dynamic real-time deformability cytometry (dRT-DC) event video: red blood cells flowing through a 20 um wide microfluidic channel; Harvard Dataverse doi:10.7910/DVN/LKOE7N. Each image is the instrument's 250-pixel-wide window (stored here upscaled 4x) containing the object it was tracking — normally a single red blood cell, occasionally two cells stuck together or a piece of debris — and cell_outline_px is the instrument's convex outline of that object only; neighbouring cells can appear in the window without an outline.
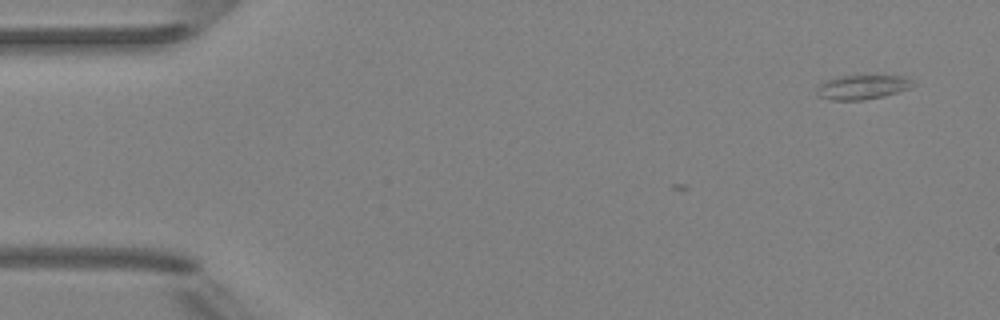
{"species": "Egyptian fruit bat (a non-hibernating species)", "species_latin": "Rousettus aegyptiacus", "temperature_condition": "room temperature", "stored_images_in_passage": 8, "camera_frame_rate_fps": 3000, "um_per_image_px": 0.085, "animal": {"sex": "female"}, "frame": {"image": 1, "passage_image": 1, "time_ms": 0.0, "image_size_px": [1000, 320], "cell_outline_px": [[916, 84], [908, 88], [884, 96], [864, 100], [832, 100], [816, 96], [816, 88], [824, 80], [840, 76], [904, 76], [912, 80]], "centroid_in_image_um": [73.25, 7.41], "position_along_channel_um": 11.8, "area_um2": 13.64}}
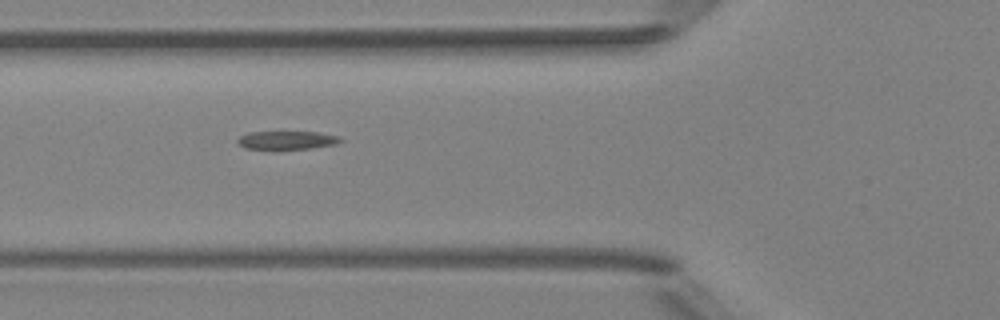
{"frame": {"image": 2, "passage_image": 5, "time_ms": 5.333, "image_size_px": [1000, 320], "cell_outline_px": [[344, 140], [336, 144], [312, 148], [280, 152], [272, 152], [244, 148], [236, 140], [240, 136], [248, 132], [320, 132], [340, 136]], "centroid_in_image_um": [24.37, 11.97], "position_along_channel_um": 101.4, "area_um2": 11.91}}
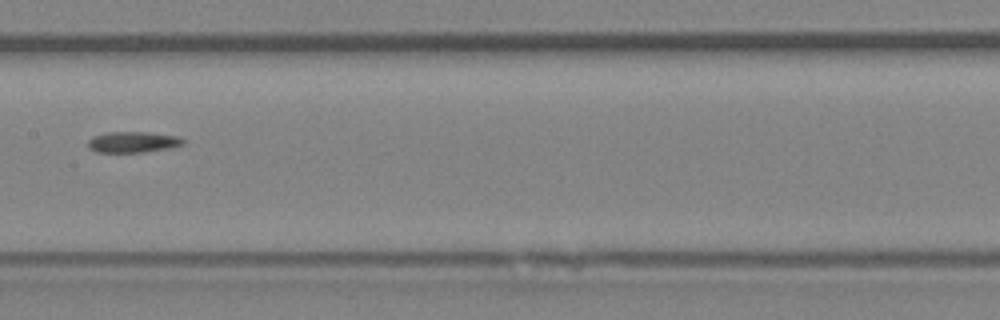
{"frame": {"image": 3, "passage_image": 7, "time_ms": 7.667, "image_size_px": [1000, 320], "cell_outline_px": [[184, 144], [172, 148], [144, 152], [96, 152], [88, 148], [88, 140], [92, 136], [104, 132], [148, 132], [180, 136], [184, 140]], "centroid_in_image_um": [11.3, 12.07], "position_along_channel_um": 196.1, "area_um2": 11.85}}